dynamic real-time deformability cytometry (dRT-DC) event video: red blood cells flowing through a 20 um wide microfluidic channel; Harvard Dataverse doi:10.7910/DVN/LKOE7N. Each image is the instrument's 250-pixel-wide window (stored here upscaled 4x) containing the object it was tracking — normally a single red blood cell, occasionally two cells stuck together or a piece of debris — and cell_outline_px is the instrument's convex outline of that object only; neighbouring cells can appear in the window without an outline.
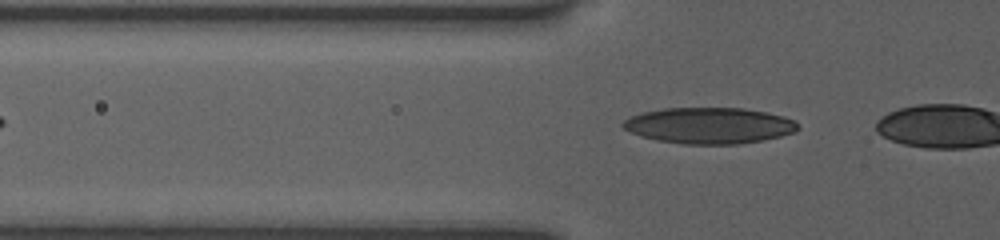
{"species": "human", "species_latin": "Homo sapiens", "temperature_condition": "room temperature", "stored_images_in_passage": 17, "camera_frame_rate_fps": 3000, "um_per_image_px": 0.085, "donor": {"sex": "female"}, "frame": {"image": 1, "passage_image": 14, "time_ms": 3.333, "image_size_px": [1000, 240], "cell_outline_px": [[800, 128], [796, 132], [780, 136], [740, 144], [684, 144], [656, 140], [640, 136], [624, 128], [620, 124], [624, 120], [632, 116], [644, 112], [664, 108], [744, 108], [768, 112], [784, 116], [796, 120]], "centroid_in_image_um": [60.32, 10.67], "position_along_channel_um": 65.5, "area_um2": 36.93}}